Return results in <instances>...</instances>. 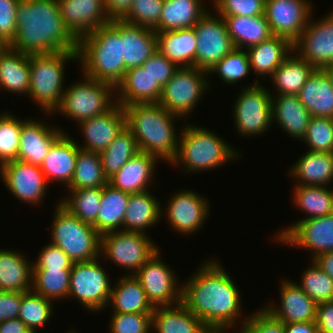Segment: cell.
I'll list each match as a JSON object with an SVG mask.
<instances>
[{"label": "cell", "mask_w": 333, "mask_h": 333, "mask_svg": "<svg viewBox=\"0 0 333 333\" xmlns=\"http://www.w3.org/2000/svg\"><path fill=\"white\" fill-rule=\"evenodd\" d=\"M220 261L208 260L182 284L181 303L213 333H226L241 317V295Z\"/></svg>", "instance_id": "cell-1"}, {"label": "cell", "mask_w": 333, "mask_h": 333, "mask_svg": "<svg viewBox=\"0 0 333 333\" xmlns=\"http://www.w3.org/2000/svg\"><path fill=\"white\" fill-rule=\"evenodd\" d=\"M16 26L9 44L14 50L25 54L77 51L78 40L64 25L58 0H19Z\"/></svg>", "instance_id": "cell-2"}, {"label": "cell", "mask_w": 333, "mask_h": 333, "mask_svg": "<svg viewBox=\"0 0 333 333\" xmlns=\"http://www.w3.org/2000/svg\"><path fill=\"white\" fill-rule=\"evenodd\" d=\"M123 108L126 127L136 139L139 151L170 164L177 155L180 137L174 123L181 117L170 113L159 103H134Z\"/></svg>", "instance_id": "cell-3"}, {"label": "cell", "mask_w": 333, "mask_h": 333, "mask_svg": "<svg viewBox=\"0 0 333 333\" xmlns=\"http://www.w3.org/2000/svg\"><path fill=\"white\" fill-rule=\"evenodd\" d=\"M78 62L86 77L116 86L122 81L126 68L123 38L111 24H105L78 40Z\"/></svg>", "instance_id": "cell-4"}, {"label": "cell", "mask_w": 333, "mask_h": 333, "mask_svg": "<svg viewBox=\"0 0 333 333\" xmlns=\"http://www.w3.org/2000/svg\"><path fill=\"white\" fill-rule=\"evenodd\" d=\"M187 124L184 122L185 126L179 131L178 152L171 162L172 167L183 166V172L190 174L209 171L240 158L238 156L241 153L215 132L199 125Z\"/></svg>", "instance_id": "cell-5"}, {"label": "cell", "mask_w": 333, "mask_h": 333, "mask_svg": "<svg viewBox=\"0 0 333 333\" xmlns=\"http://www.w3.org/2000/svg\"><path fill=\"white\" fill-rule=\"evenodd\" d=\"M78 61V51L29 54V94L43 112L54 114L59 108L64 87L66 61Z\"/></svg>", "instance_id": "cell-6"}, {"label": "cell", "mask_w": 333, "mask_h": 333, "mask_svg": "<svg viewBox=\"0 0 333 333\" xmlns=\"http://www.w3.org/2000/svg\"><path fill=\"white\" fill-rule=\"evenodd\" d=\"M51 224V243L60 247L75 262L100 258L101 234L72 215L58 201Z\"/></svg>", "instance_id": "cell-7"}, {"label": "cell", "mask_w": 333, "mask_h": 333, "mask_svg": "<svg viewBox=\"0 0 333 333\" xmlns=\"http://www.w3.org/2000/svg\"><path fill=\"white\" fill-rule=\"evenodd\" d=\"M83 79L65 87L61 104L56 110V113H62L61 115L73 119L77 124L105 113L116 104L113 85L85 75Z\"/></svg>", "instance_id": "cell-8"}, {"label": "cell", "mask_w": 333, "mask_h": 333, "mask_svg": "<svg viewBox=\"0 0 333 333\" xmlns=\"http://www.w3.org/2000/svg\"><path fill=\"white\" fill-rule=\"evenodd\" d=\"M147 234L123 230L103 233L100 257H106L118 267L129 270L128 275H134L160 249Z\"/></svg>", "instance_id": "cell-9"}, {"label": "cell", "mask_w": 333, "mask_h": 333, "mask_svg": "<svg viewBox=\"0 0 333 333\" xmlns=\"http://www.w3.org/2000/svg\"><path fill=\"white\" fill-rule=\"evenodd\" d=\"M208 72L197 67H179L172 78L162 88L159 104L172 114L187 122L197 102L210 87Z\"/></svg>", "instance_id": "cell-10"}, {"label": "cell", "mask_w": 333, "mask_h": 333, "mask_svg": "<svg viewBox=\"0 0 333 333\" xmlns=\"http://www.w3.org/2000/svg\"><path fill=\"white\" fill-rule=\"evenodd\" d=\"M258 80L243 87L234 101L233 118L237 134L262 135L272 123V94ZM263 85V86H262Z\"/></svg>", "instance_id": "cell-11"}, {"label": "cell", "mask_w": 333, "mask_h": 333, "mask_svg": "<svg viewBox=\"0 0 333 333\" xmlns=\"http://www.w3.org/2000/svg\"><path fill=\"white\" fill-rule=\"evenodd\" d=\"M99 260L73 263L68 295V298L77 299L87 311L97 313L108 307L112 287Z\"/></svg>", "instance_id": "cell-12"}, {"label": "cell", "mask_w": 333, "mask_h": 333, "mask_svg": "<svg viewBox=\"0 0 333 333\" xmlns=\"http://www.w3.org/2000/svg\"><path fill=\"white\" fill-rule=\"evenodd\" d=\"M193 28L197 38L195 67L201 70L208 72L235 48L219 14L208 11Z\"/></svg>", "instance_id": "cell-13"}, {"label": "cell", "mask_w": 333, "mask_h": 333, "mask_svg": "<svg viewBox=\"0 0 333 333\" xmlns=\"http://www.w3.org/2000/svg\"><path fill=\"white\" fill-rule=\"evenodd\" d=\"M160 254L158 251L134 276L153 307L175 306L181 303L182 285L178 283L176 272L163 262Z\"/></svg>", "instance_id": "cell-14"}, {"label": "cell", "mask_w": 333, "mask_h": 333, "mask_svg": "<svg viewBox=\"0 0 333 333\" xmlns=\"http://www.w3.org/2000/svg\"><path fill=\"white\" fill-rule=\"evenodd\" d=\"M277 232V242L310 250L312 259L321 253L333 251V213L327 216L298 220Z\"/></svg>", "instance_id": "cell-15"}, {"label": "cell", "mask_w": 333, "mask_h": 333, "mask_svg": "<svg viewBox=\"0 0 333 333\" xmlns=\"http://www.w3.org/2000/svg\"><path fill=\"white\" fill-rule=\"evenodd\" d=\"M332 10L317 21L312 20L311 15L306 28L293 43V50L317 69L333 64Z\"/></svg>", "instance_id": "cell-16"}, {"label": "cell", "mask_w": 333, "mask_h": 333, "mask_svg": "<svg viewBox=\"0 0 333 333\" xmlns=\"http://www.w3.org/2000/svg\"><path fill=\"white\" fill-rule=\"evenodd\" d=\"M0 177L9 192L26 204H40L48 191V182L40 166L27 162L13 160L2 164Z\"/></svg>", "instance_id": "cell-17"}, {"label": "cell", "mask_w": 333, "mask_h": 333, "mask_svg": "<svg viewBox=\"0 0 333 333\" xmlns=\"http://www.w3.org/2000/svg\"><path fill=\"white\" fill-rule=\"evenodd\" d=\"M312 6L307 0H265V16L272 34L293 44L313 15Z\"/></svg>", "instance_id": "cell-18"}, {"label": "cell", "mask_w": 333, "mask_h": 333, "mask_svg": "<svg viewBox=\"0 0 333 333\" xmlns=\"http://www.w3.org/2000/svg\"><path fill=\"white\" fill-rule=\"evenodd\" d=\"M210 202L192 190H180L173 194L164 214L176 232L189 235L197 233L207 217H209Z\"/></svg>", "instance_id": "cell-19"}, {"label": "cell", "mask_w": 333, "mask_h": 333, "mask_svg": "<svg viewBox=\"0 0 333 333\" xmlns=\"http://www.w3.org/2000/svg\"><path fill=\"white\" fill-rule=\"evenodd\" d=\"M84 144L77 145L80 149L101 153L116 138L126 126V115L124 108L116 103L105 113L83 120L78 123Z\"/></svg>", "instance_id": "cell-20"}, {"label": "cell", "mask_w": 333, "mask_h": 333, "mask_svg": "<svg viewBox=\"0 0 333 333\" xmlns=\"http://www.w3.org/2000/svg\"><path fill=\"white\" fill-rule=\"evenodd\" d=\"M58 4L64 25L77 40L111 22L104 0H58Z\"/></svg>", "instance_id": "cell-21"}, {"label": "cell", "mask_w": 333, "mask_h": 333, "mask_svg": "<svg viewBox=\"0 0 333 333\" xmlns=\"http://www.w3.org/2000/svg\"><path fill=\"white\" fill-rule=\"evenodd\" d=\"M65 132L61 130V126L52 128L47 122L23 119L16 160L41 166L52 145Z\"/></svg>", "instance_id": "cell-22"}, {"label": "cell", "mask_w": 333, "mask_h": 333, "mask_svg": "<svg viewBox=\"0 0 333 333\" xmlns=\"http://www.w3.org/2000/svg\"><path fill=\"white\" fill-rule=\"evenodd\" d=\"M280 284V305L268 302L264 309L284 324L316 321L317 303L294 281L284 279Z\"/></svg>", "instance_id": "cell-23"}, {"label": "cell", "mask_w": 333, "mask_h": 333, "mask_svg": "<svg viewBox=\"0 0 333 333\" xmlns=\"http://www.w3.org/2000/svg\"><path fill=\"white\" fill-rule=\"evenodd\" d=\"M123 38V55L126 70L142 66L157 50V34L154 29L112 19L110 22Z\"/></svg>", "instance_id": "cell-24"}, {"label": "cell", "mask_w": 333, "mask_h": 333, "mask_svg": "<svg viewBox=\"0 0 333 333\" xmlns=\"http://www.w3.org/2000/svg\"><path fill=\"white\" fill-rule=\"evenodd\" d=\"M162 86L142 66L126 70L116 86L115 100L122 107L134 103H158ZM118 95V96H117Z\"/></svg>", "instance_id": "cell-25"}, {"label": "cell", "mask_w": 333, "mask_h": 333, "mask_svg": "<svg viewBox=\"0 0 333 333\" xmlns=\"http://www.w3.org/2000/svg\"><path fill=\"white\" fill-rule=\"evenodd\" d=\"M80 148L66 132L52 145L40 168L48 182L58 181L67 188L74 176Z\"/></svg>", "instance_id": "cell-26"}, {"label": "cell", "mask_w": 333, "mask_h": 333, "mask_svg": "<svg viewBox=\"0 0 333 333\" xmlns=\"http://www.w3.org/2000/svg\"><path fill=\"white\" fill-rule=\"evenodd\" d=\"M157 161L158 158L154 155L138 152L108 179V184L130 194L148 191L152 178L154 179Z\"/></svg>", "instance_id": "cell-27"}, {"label": "cell", "mask_w": 333, "mask_h": 333, "mask_svg": "<svg viewBox=\"0 0 333 333\" xmlns=\"http://www.w3.org/2000/svg\"><path fill=\"white\" fill-rule=\"evenodd\" d=\"M271 111L272 123H278L281 130L289 134V137L300 141L304 138L311 115L300 102L298 95L272 93Z\"/></svg>", "instance_id": "cell-28"}, {"label": "cell", "mask_w": 333, "mask_h": 333, "mask_svg": "<svg viewBox=\"0 0 333 333\" xmlns=\"http://www.w3.org/2000/svg\"><path fill=\"white\" fill-rule=\"evenodd\" d=\"M288 173L296 185L329 186L333 183V152L307 151Z\"/></svg>", "instance_id": "cell-29"}, {"label": "cell", "mask_w": 333, "mask_h": 333, "mask_svg": "<svg viewBox=\"0 0 333 333\" xmlns=\"http://www.w3.org/2000/svg\"><path fill=\"white\" fill-rule=\"evenodd\" d=\"M311 117L333 119V87L323 69H315L298 94Z\"/></svg>", "instance_id": "cell-30"}, {"label": "cell", "mask_w": 333, "mask_h": 333, "mask_svg": "<svg viewBox=\"0 0 333 333\" xmlns=\"http://www.w3.org/2000/svg\"><path fill=\"white\" fill-rule=\"evenodd\" d=\"M151 329L156 333H213L182 303L175 306L154 307Z\"/></svg>", "instance_id": "cell-31"}, {"label": "cell", "mask_w": 333, "mask_h": 333, "mask_svg": "<svg viewBox=\"0 0 333 333\" xmlns=\"http://www.w3.org/2000/svg\"><path fill=\"white\" fill-rule=\"evenodd\" d=\"M293 51V44L282 36L273 35L269 39L246 49L251 70L265 81L271 77L283 60Z\"/></svg>", "instance_id": "cell-32"}, {"label": "cell", "mask_w": 333, "mask_h": 333, "mask_svg": "<svg viewBox=\"0 0 333 333\" xmlns=\"http://www.w3.org/2000/svg\"><path fill=\"white\" fill-rule=\"evenodd\" d=\"M118 282V283H117ZM111 287L108 306L113 313H153L140 281L134 275L125 274Z\"/></svg>", "instance_id": "cell-33"}, {"label": "cell", "mask_w": 333, "mask_h": 333, "mask_svg": "<svg viewBox=\"0 0 333 333\" xmlns=\"http://www.w3.org/2000/svg\"><path fill=\"white\" fill-rule=\"evenodd\" d=\"M149 191L130 194L123 220V231L147 233L146 229L159 223L160 218L164 216L160 201Z\"/></svg>", "instance_id": "cell-34"}, {"label": "cell", "mask_w": 333, "mask_h": 333, "mask_svg": "<svg viewBox=\"0 0 333 333\" xmlns=\"http://www.w3.org/2000/svg\"><path fill=\"white\" fill-rule=\"evenodd\" d=\"M20 252L0 249V291L26 292L31 290L33 263L26 259V256L24 257V253Z\"/></svg>", "instance_id": "cell-35"}, {"label": "cell", "mask_w": 333, "mask_h": 333, "mask_svg": "<svg viewBox=\"0 0 333 333\" xmlns=\"http://www.w3.org/2000/svg\"><path fill=\"white\" fill-rule=\"evenodd\" d=\"M158 50L178 67H195L197 38L194 28L156 32Z\"/></svg>", "instance_id": "cell-36"}, {"label": "cell", "mask_w": 333, "mask_h": 333, "mask_svg": "<svg viewBox=\"0 0 333 333\" xmlns=\"http://www.w3.org/2000/svg\"><path fill=\"white\" fill-rule=\"evenodd\" d=\"M204 0H164L155 32L193 28L208 12Z\"/></svg>", "instance_id": "cell-37"}, {"label": "cell", "mask_w": 333, "mask_h": 333, "mask_svg": "<svg viewBox=\"0 0 333 333\" xmlns=\"http://www.w3.org/2000/svg\"><path fill=\"white\" fill-rule=\"evenodd\" d=\"M29 54L8 47L0 55V88L10 93L29 94Z\"/></svg>", "instance_id": "cell-38"}, {"label": "cell", "mask_w": 333, "mask_h": 333, "mask_svg": "<svg viewBox=\"0 0 333 333\" xmlns=\"http://www.w3.org/2000/svg\"><path fill=\"white\" fill-rule=\"evenodd\" d=\"M225 20L231 41L237 49H248L273 36L266 16H229Z\"/></svg>", "instance_id": "cell-39"}, {"label": "cell", "mask_w": 333, "mask_h": 333, "mask_svg": "<svg viewBox=\"0 0 333 333\" xmlns=\"http://www.w3.org/2000/svg\"><path fill=\"white\" fill-rule=\"evenodd\" d=\"M315 69L293 50L270 78L278 94L298 95Z\"/></svg>", "instance_id": "cell-40"}, {"label": "cell", "mask_w": 333, "mask_h": 333, "mask_svg": "<svg viewBox=\"0 0 333 333\" xmlns=\"http://www.w3.org/2000/svg\"><path fill=\"white\" fill-rule=\"evenodd\" d=\"M130 193L106 184L102 187V197L97 220L93 227L103 233L123 230V220ZM122 227V228H121Z\"/></svg>", "instance_id": "cell-41"}, {"label": "cell", "mask_w": 333, "mask_h": 333, "mask_svg": "<svg viewBox=\"0 0 333 333\" xmlns=\"http://www.w3.org/2000/svg\"><path fill=\"white\" fill-rule=\"evenodd\" d=\"M330 186L296 185L293 189L295 206L308 214L301 220L327 216L333 213V189Z\"/></svg>", "instance_id": "cell-42"}, {"label": "cell", "mask_w": 333, "mask_h": 333, "mask_svg": "<svg viewBox=\"0 0 333 333\" xmlns=\"http://www.w3.org/2000/svg\"><path fill=\"white\" fill-rule=\"evenodd\" d=\"M108 184L100 153L80 149L73 179L66 189L99 188Z\"/></svg>", "instance_id": "cell-43"}, {"label": "cell", "mask_w": 333, "mask_h": 333, "mask_svg": "<svg viewBox=\"0 0 333 333\" xmlns=\"http://www.w3.org/2000/svg\"><path fill=\"white\" fill-rule=\"evenodd\" d=\"M139 151L136 139L125 126L113 142L100 153L102 167L107 179L117 173Z\"/></svg>", "instance_id": "cell-44"}, {"label": "cell", "mask_w": 333, "mask_h": 333, "mask_svg": "<svg viewBox=\"0 0 333 333\" xmlns=\"http://www.w3.org/2000/svg\"><path fill=\"white\" fill-rule=\"evenodd\" d=\"M71 269H32L31 290L55 301L68 298Z\"/></svg>", "instance_id": "cell-45"}, {"label": "cell", "mask_w": 333, "mask_h": 333, "mask_svg": "<svg viewBox=\"0 0 333 333\" xmlns=\"http://www.w3.org/2000/svg\"><path fill=\"white\" fill-rule=\"evenodd\" d=\"M68 195L59 203L81 221L93 225L100 208L102 187L85 189H67Z\"/></svg>", "instance_id": "cell-46"}, {"label": "cell", "mask_w": 333, "mask_h": 333, "mask_svg": "<svg viewBox=\"0 0 333 333\" xmlns=\"http://www.w3.org/2000/svg\"><path fill=\"white\" fill-rule=\"evenodd\" d=\"M53 301L34 291L21 292V306L18 318L33 332L50 321L53 316Z\"/></svg>", "instance_id": "cell-47"}, {"label": "cell", "mask_w": 333, "mask_h": 333, "mask_svg": "<svg viewBox=\"0 0 333 333\" xmlns=\"http://www.w3.org/2000/svg\"><path fill=\"white\" fill-rule=\"evenodd\" d=\"M306 270L301 274V283L296 284L305 292V294L314 300L317 304L333 301V280L311 260Z\"/></svg>", "instance_id": "cell-48"}, {"label": "cell", "mask_w": 333, "mask_h": 333, "mask_svg": "<svg viewBox=\"0 0 333 333\" xmlns=\"http://www.w3.org/2000/svg\"><path fill=\"white\" fill-rule=\"evenodd\" d=\"M251 71V65L246 50L234 48L228 55L219 61L208 74L215 73L225 84H238L241 78Z\"/></svg>", "instance_id": "cell-49"}, {"label": "cell", "mask_w": 333, "mask_h": 333, "mask_svg": "<svg viewBox=\"0 0 333 333\" xmlns=\"http://www.w3.org/2000/svg\"><path fill=\"white\" fill-rule=\"evenodd\" d=\"M22 119L0 112V166L17 159Z\"/></svg>", "instance_id": "cell-50"}, {"label": "cell", "mask_w": 333, "mask_h": 333, "mask_svg": "<svg viewBox=\"0 0 333 333\" xmlns=\"http://www.w3.org/2000/svg\"><path fill=\"white\" fill-rule=\"evenodd\" d=\"M313 152H333V119L311 117L304 138Z\"/></svg>", "instance_id": "cell-51"}, {"label": "cell", "mask_w": 333, "mask_h": 333, "mask_svg": "<svg viewBox=\"0 0 333 333\" xmlns=\"http://www.w3.org/2000/svg\"><path fill=\"white\" fill-rule=\"evenodd\" d=\"M164 0H133L128 12L121 18L125 22L155 29L159 22Z\"/></svg>", "instance_id": "cell-52"}, {"label": "cell", "mask_w": 333, "mask_h": 333, "mask_svg": "<svg viewBox=\"0 0 333 333\" xmlns=\"http://www.w3.org/2000/svg\"><path fill=\"white\" fill-rule=\"evenodd\" d=\"M110 333H150L152 313H113Z\"/></svg>", "instance_id": "cell-53"}, {"label": "cell", "mask_w": 333, "mask_h": 333, "mask_svg": "<svg viewBox=\"0 0 333 333\" xmlns=\"http://www.w3.org/2000/svg\"><path fill=\"white\" fill-rule=\"evenodd\" d=\"M212 4L216 14L221 17L265 14V0H213Z\"/></svg>", "instance_id": "cell-54"}, {"label": "cell", "mask_w": 333, "mask_h": 333, "mask_svg": "<svg viewBox=\"0 0 333 333\" xmlns=\"http://www.w3.org/2000/svg\"><path fill=\"white\" fill-rule=\"evenodd\" d=\"M240 320L238 329L244 333H285V324L272 316L263 307Z\"/></svg>", "instance_id": "cell-55"}, {"label": "cell", "mask_w": 333, "mask_h": 333, "mask_svg": "<svg viewBox=\"0 0 333 333\" xmlns=\"http://www.w3.org/2000/svg\"><path fill=\"white\" fill-rule=\"evenodd\" d=\"M32 269H71L73 261L58 246L49 243L41 249Z\"/></svg>", "instance_id": "cell-56"}, {"label": "cell", "mask_w": 333, "mask_h": 333, "mask_svg": "<svg viewBox=\"0 0 333 333\" xmlns=\"http://www.w3.org/2000/svg\"><path fill=\"white\" fill-rule=\"evenodd\" d=\"M145 70L162 87L172 78L174 72L179 68L174 62L168 60L159 50H157L145 63L142 64Z\"/></svg>", "instance_id": "cell-57"}, {"label": "cell", "mask_w": 333, "mask_h": 333, "mask_svg": "<svg viewBox=\"0 0 333 333\" xmlns=\"http://www.w3.org/2000/svg\"><path fill=\"white\" fill-rule=\"evenodd\" d=\"M19 0H0V36L9 44L14 39L16 26V11Z\"/></svg>", "instance_id": "cell-58"}, {"label": "cell", "mask_w": 333, "mask_h": 333, "mask_svg": "<svg viewBox=\"0 0 333 333\" xmlns=\"http://www.w3.org/2000/svg\"><path fill=\"white\" fill-rule=\"evenodd\" d=\"M21 292L0 291V322L18 318Z\"/></svg>", "instance_id": "cell-59"}, {"label": "cell", "mask_w": 333, "mask_h": 333, "mask_svg": "<svg viewBox=\"0 0 333 333\" xmlns=\"http://www.w3.org/2000/svg\"><path fill=\"white\" fill-rule=\"evenodd\" d=\"M315 322L319 333H333V301L317 304Z\"/></svg>", "instance_id": "cell-60"}, {"label": "cell", "mask_w": 333, "mask_h": 333, "mask_svg": "<svg viewBox=\"0 0 333 333\" xmlns=\"http://www.w3.org/2000/svg\"><path fill=\"white\" fill-rule=\"evenodd\" d=\"M133 0H104L105 10L110 19H121L130 9Z\"/></svg>", "instance_id": "cell-61"}, {"label": "cell", "mask_w": 333, "mask_h": 333, "mask_svg": "<svg viewBox=\"0 0 333 333\" xmlns=\"http://www.w3.org/2000/svg\"><path fill=\"white\" fill-rule=\"evenodd\" d=\"M0 333H33L20 318L0 322Z\"/></svg>", "instance_id": "cell-62"}, {"label": "cell", "mask_w": 333, "mask_h": 333, "mask_svg": "<svg viewBox=\"0 0 333 333\" xmlns=\"http://www.w3.org/2000/svg\"><path fill=\"white\" fill-rule=\"evenodd\" d=\"M285 333H319L315 321L285 324Z\"/></svg>", "instance_id": "cell-63"}, {"label": "cell", "mask_w": 333, "mask_h": 333, "mask_svg": "<svg viewBox=\"0 0 333 333\" xmlns=\"http://www.w3.org/2000/svg\"><path fill=\"white\" fill-rule=\"evenodd\" d=\"M313 260L333 280V251L321 253Z\"/></svg>", "instance_id": "cell-64"}, {"label": "cell", "mask_w": 333, "mask_h": 333, "mask_svg": "<svg viewBox=\"0 0 333 333\" xmlns=\"http://www.w3.org/2000/svg\"><path fill=\"white\" fill-rule=\"evenodd\" d=\"M325 73L327 74L328 78L331 81V85L333 87V64H329L327 66H325L324 68H322Z\"/></svg>", "instance_id": "cell-65"}, {"label": "cell", "mask_w": 333, "mask_h": 333, "mask_svg": "<svg viewBox=\"0 0 333 333\" xmlns=\"http://www.w3.org/2000/svg\"><path fill=\"white\" fill-rule=\"evenodd\" d=\"M9 47V43L0 36V55Z\"/></svg>", "instance_id": "cell-66"}, {"label": "cell", "mask_w": 333, "mask_h": 333, "mask_svg": "<svg viewBox=\"0 0 333 333\" xmlns=\"http://www.w3.org/2000/svg\"><path fill=\"white\" fill-rule=\"evenodd\" d=\"M236 331H235V333H244L241 329H237Z\"/></svg>", "instance_id": "cell-67"}, {"label": "cell", "mask_w": 333, "mask_h": 333, "mask_svg": "<svg viewBox=\"0 0 333 333\" xmlns=\"http://www.w3.org/2000/svg\"><path fill=\"white\" fill-rule=\"evenodd\" d=\"M68 333H76V331L72 330V331H70V332H68Z\"/></svg>", "instance_id": "cell-68"}]
</instances>
